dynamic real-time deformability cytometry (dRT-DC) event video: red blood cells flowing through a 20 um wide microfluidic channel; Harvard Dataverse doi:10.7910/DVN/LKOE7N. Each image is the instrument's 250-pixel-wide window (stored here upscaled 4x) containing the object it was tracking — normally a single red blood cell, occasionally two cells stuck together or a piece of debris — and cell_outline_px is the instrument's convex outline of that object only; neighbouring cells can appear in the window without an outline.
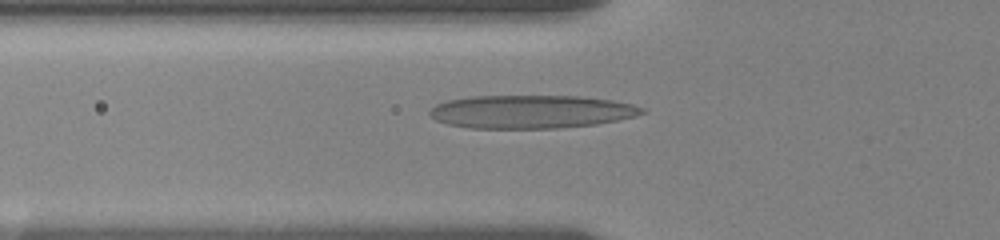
{"species": "human", "species_latin": "Homo sapiens", "temperature_condition": "room temperature", "stored_images_in_passage": 27, "camera_frame_rate_fps": 3000, "um_per_image_px": 0.085, "donor": {"sex": "female"}, "frame": {"image": 1, "passage_image": 6, "time_ms": 5.333, "image_size_px": [1000, 240], "cell_outline_px": [[648, 112], [636, 116], [596, 124], [556, 128], [468, 128], [448, 124], [436, 120], [428, 112], [436, 104], [448, 100], [468, 96], [580, 96], [612, 100], [632, 104], [644, 108]], "centroid_in_image_um": [45.16, 9.49], "position_along_channel_um": 80.6, "area_um2": 41.15}}
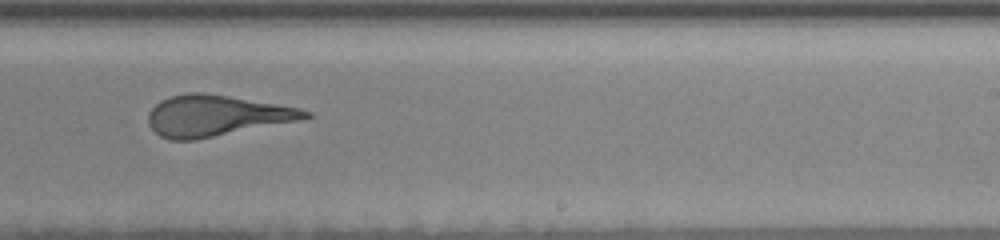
{"frame": {"image": 2, "passage_image": 14, "time_ms": 10.667, "image_size_px": [1000, 240], "cell_outline_px": [[312, 116], [300, 120], [196, 140], [172, 140], [160, 136], [148, 124], [148, 112], [160, 100], [172, 96], [188, 92], [204, 92], [300, 108], [312, 112]], "centroid_in_image_um": [18.36, 9.83], "position_along_channel_um": 270.6, "area_um2": 37.34}}
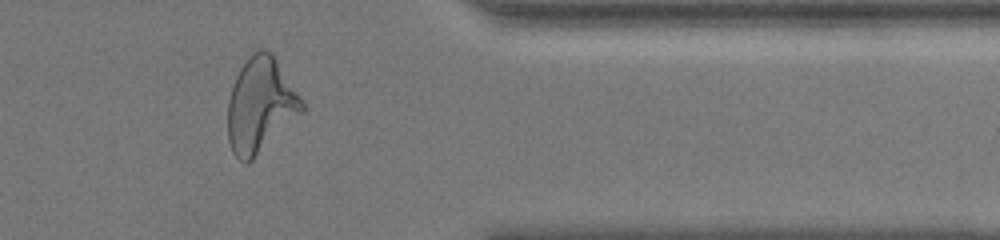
{"frame": {"image": 3, "passage_image": 22, "time_ms": 14.333, "image_size_px": [1000, 240], "cell_outline_px": [[304, 112], [248, 164], [244, 164], [232, 152], [228, 140], [228, 100], [236, 76], [240, 68], [248, 56], [252, 52], [260, 48], [264, 48], [272, 52], [304, 104]], "centroid_in_image_um": [22.13, 8.95], "position_along_channel_um": 389.3, "area_um2": 40.98}, "authors_computed_cell_mechanics": {"area_um2": 38.7838, "velocity_mm_per_s": 3.5439, "shape_relaxation_time_tau1_ms": 6.8253, "shape_relaxation_time_tau2_ms": 1.1902, "deformation_change_tau1": 0.2573, "deformation_change_tau2": 0.1202}}